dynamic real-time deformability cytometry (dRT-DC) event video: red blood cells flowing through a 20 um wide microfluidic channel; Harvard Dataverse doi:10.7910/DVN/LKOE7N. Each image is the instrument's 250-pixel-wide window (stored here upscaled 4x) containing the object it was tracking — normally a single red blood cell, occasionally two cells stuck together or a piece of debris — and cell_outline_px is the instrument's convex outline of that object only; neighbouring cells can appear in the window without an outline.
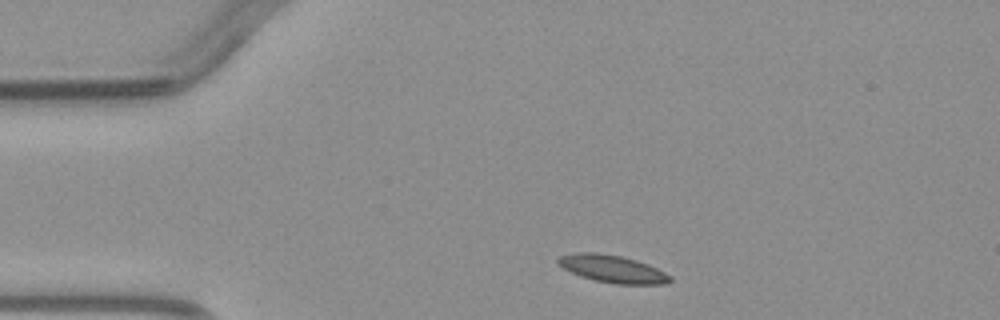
{"species": "common noctule bat (a hibernating species)", "species_latin": "Nyctalus noctula", "temperature_condition": "warm", "stored_images_in_passage": 1, "camera_frame_rate_fps": 3000, "um_per_image_px": 0.085, "animal": {"sex": "male", "body_mass_g": 23.1, "forearm_length_mm": 52.7}, "frame": {"image": 1, "passage_image": 1, "time_ms": 0.0, "image_size_px": [1000, 320], "cell_outline_px": [[672, 280], [664, 284], [616, 284], [596, 280], [580, 276], [564, 268], [556, 260], [560, 256], [576, 252], [596, 252], [620, 256], [636, 260], [648, 264], [672, 276]], "centroid_in_image_um": [52.08, 22.85], "position_along_channel_um": 32.9, "area_um2": 17.74}}